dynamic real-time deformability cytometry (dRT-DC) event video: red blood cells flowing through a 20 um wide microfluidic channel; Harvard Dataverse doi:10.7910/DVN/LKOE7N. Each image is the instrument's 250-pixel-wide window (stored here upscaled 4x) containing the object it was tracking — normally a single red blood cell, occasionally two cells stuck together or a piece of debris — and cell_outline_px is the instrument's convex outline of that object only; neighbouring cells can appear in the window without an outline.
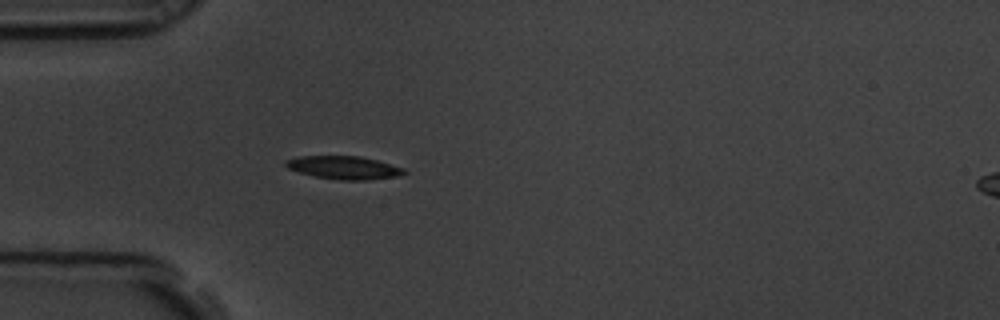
{"species": "common noctule bat (a hibernating species)", "species_latin": "Nyctalus noctula", "temperature_condition": "room temperature", "stored_images_in_passage": 5, "camera_frame_rate_fps": 3000, "um_per_image_px": 0.085, "animal": {"sex": "male", "body_mass_g": 19.5, "forearm_length_mm": 54.6}, "frame": {"image": 1, "passage_image": 5, "time_ms": 1.333, "image_size_px": [1000, 320], "cell_outline_px": [[408, 172], [400, 176], [368, 180], [340, 180], [312, 176], [288, 168], [284, 164], [284, 160], [300, 156], [360, 156], [376, 160], [404, 168]], "centroid_in_image_um": [29.24, 14.25], "position_along_channel_um": 55.8, "area_um2": 16.01}}